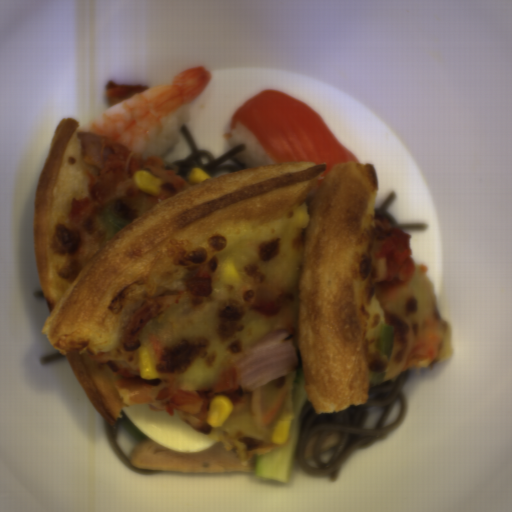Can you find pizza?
Listing matches in <instances>:
<instances>
[{"instance_id":"1","label":"pizza","mask_w":512,"mask_h":512,"mask_svg":"<svg viewBox=\"0 0 512 512\" xmlns=\"http://www.w3.org/2000/svg\"><path fill=\"white\" fill-rule=\"evenodd\" d=\"M80 121L55 128L34 199L33 245L43 326L108 426L134 404L162 410L170 376L181 390L207 391L233 357L273 329L297 339L306 396L315 414L370 398L371 371L398 375L424 321L444 324L429 365L454 356L451 323L439 313L428 265L383 298L375 256L394 227L375 217L373 164L297 161L247 167L159 201L125 200L135 221L107 238L99 213L67 221L89 192ZM310 224L292 216L303 201ZM227 255L244 285L222 282ZM381 323L395 325L392 359L376 352ZM152 347L157 380L140 374L138 347Z\"/></svg>"},{"instance_id":"2","label":"pizza","mask_w":512,"mask_h":512,"mask_svg":"<svg viewBox=\"0 0 512 512\" xmlns=\"http://www.w3.org/2000/svg\"><path fill=\"white\" fill-rule=\"evenodd\" d=\"M297 367L286 376L247 391L244 402L234 409L220 427H213L208 438L234 451L241 465H248L256 454H264L281 445L271 441L275 424L284 411L293 412L292 391Z\"/></svg>"}]
</instances>
